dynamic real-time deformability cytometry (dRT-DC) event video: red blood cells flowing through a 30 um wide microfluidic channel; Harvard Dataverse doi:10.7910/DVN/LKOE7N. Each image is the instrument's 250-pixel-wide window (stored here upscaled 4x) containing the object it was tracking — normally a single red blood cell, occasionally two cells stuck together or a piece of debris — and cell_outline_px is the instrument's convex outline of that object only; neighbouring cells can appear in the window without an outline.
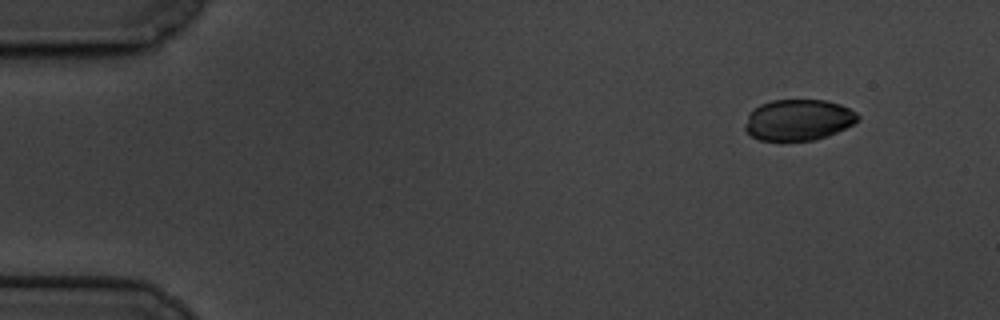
{"species": "common noctule bat (a hibernating species)", "species_latin": "Nyctalus noctula", "temperature_condition": "cold", "stored_images_in_passage": 55, "camera_frame_rate_fps": 3000, "um_per_image_px": 0.085, "animal": {"sex": "male", "body_mass_g": 19.5, "forearm_length_mm": 54.6}, "frame": {"image": 1, "passage_image": 1, "time_ms": 0.0, "image_size_px": [1000, 320], "cell_outline_px": [[860, 120], [828, 136], [816, 140], [760, 140], [752, 136], [744, 128], [748, 116], [760, 104], [772, 100], [824, 100], [840, 104], [856, 112], [860, 116]], "centroid_in_image_um": [67.89, 10.19], "position_along_channel_um": 17.1, "area_um2": 26.76}}
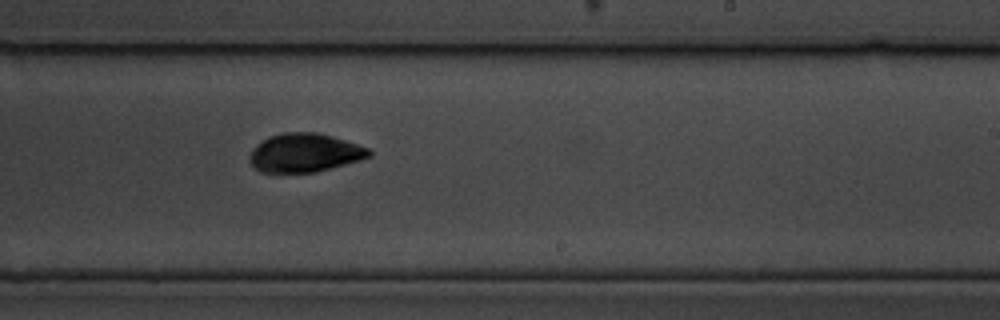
{"frame": {"image": 2, "passage_image": 32, "time_ms": 10.333, "image_size_px": [1000, 320], "cell_outline_px": [[372, 156], [360, 160], [316, 172], [260, 172], [248, 160], [248, 156], [252, 148], [256, 144], [268, 136], [284, 132], [316, 132], [332, 136], [368, 148], [372, 152]], "centroid_in_image_um": [25.86, 12.98], "position_along_channel_um": 263.1, "area_um2": 26.93}}
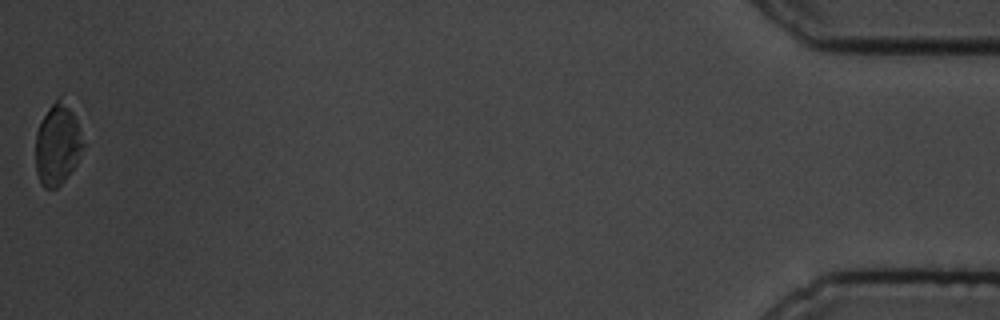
{"frame": {"image": 3, "passage_image": 55, "time_ms": 18.0, "image_size_px": [1000, 320], "cell_outline_px": [[84, 144], [80, 156], [76, 164], [64, 180], [56, 188], [44, 188], [40, 184], [36, 172], [36, 132], [48, 108], [60, 96], [72, 100]], "centroid_in_image_um": [4.92, 12.2], "position_along_channel_um": 430.3, "area_um2": 23.0}, "authors_computed_cell_mechanics": {"area_um2": 26.9926, "velocity_mm_per_s": 3.3706, "shape_relaxation_time_tau1_ms": 2.0626, "shape_relaxation_time_tau2_ms": 3.0578, "deformation_change_tau1": 0.0799, "deformation_change_tau2": 0.0485}}